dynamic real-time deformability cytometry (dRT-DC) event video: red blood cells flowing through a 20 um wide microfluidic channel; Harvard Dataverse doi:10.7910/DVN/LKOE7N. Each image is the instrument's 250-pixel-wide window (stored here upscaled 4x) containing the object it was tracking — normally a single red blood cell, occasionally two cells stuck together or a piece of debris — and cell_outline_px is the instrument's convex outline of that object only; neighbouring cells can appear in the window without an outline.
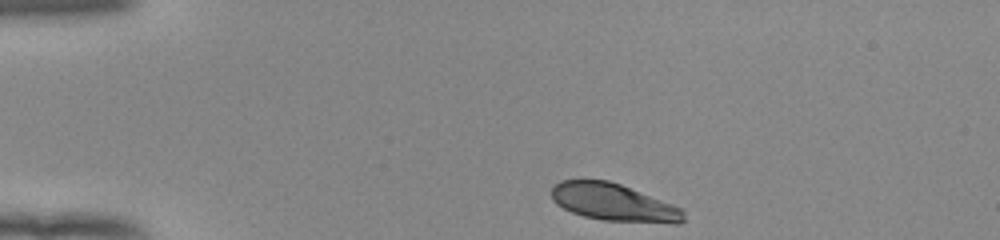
{"species": "human", "species_latin": "Homo sapiens", "temperature_condition": "room temperature", "stored_images_in_passage": 36, "camera_frame_rate_fps": 3000, "um_per_image_px": 0.085, "donor": {"sex": "female"}, "frame": {"image": 1, "passage_image": 1, "time_ms": 0.0, "image_size_px": [1000, 240], "cell_outline_px": [[684, 220], [680, 224], [676, 224], [604, 220], [584, 216], [572, 212], [556, 204], [552, 200], [552, 188], [560, 180], [608, 180], [620, 184], [672, 204], [680, 208], [684, 212]], "centroid_in_image_um": [52.16, 17.21], "position_along_channel_um": 32.8, "area_um2": 28.61}}
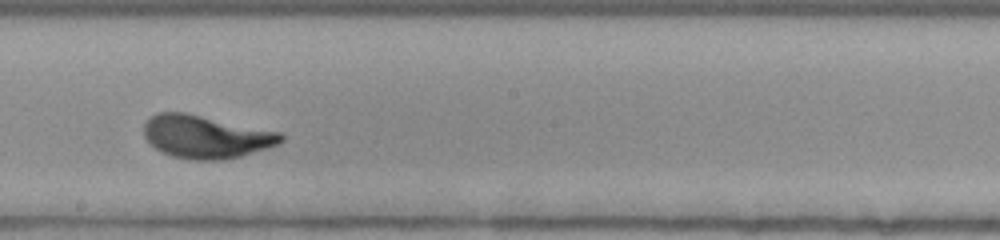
{"frame": {"image": 2, "passage_image": 21, "time_ms": 6.667, "image_size_px": [1000, 240], "cell_outline_px": [[284, 140], [280, 144], [240, 156], [220, 160], [192, 160], [172, 156], [160, 152], [144, 136], [144, 124], [156, 112], [184, 112], [280, 132], [284, 136]], "centroid_in_image_um": [17.5, 11.62], "position_along_channel_um": 230.7, "area_um2": 34.1}}
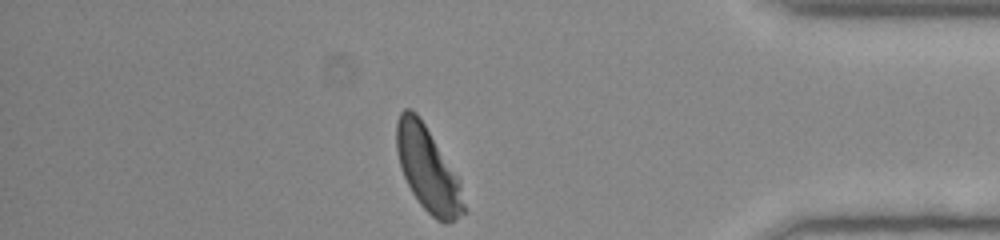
{"frame": {"image": 3, "passage_image": 36, "time_ms": 11.667, "image_size_px": [1000, 240], "cell_outline_px": [[468, 212], [456, 220], [448, 224], [444, 224], [436, 220], [420, 204], [412, 192], [400, 168], [396, 152], [396, 120], [400, 112], [404, 108], [408, 108], [416, 112], [424, 124], [456, 176], [460, 184]], "centroid_in_image_um": [36.36, 14.43], "position_along_channel_um": 398.8, "area_um2": 32.89}, "authors_computed_cell_mechanics": {"area_um2": 32.7726, "velocity_mm_per_s": 3.915, "shape_relaxation_time_tau1_ms": 2.5607, "shape_relaxation_time_tau2_ms": null, "deformation_change_tau1": 0.1371, "deformation_change_tau2": null}}